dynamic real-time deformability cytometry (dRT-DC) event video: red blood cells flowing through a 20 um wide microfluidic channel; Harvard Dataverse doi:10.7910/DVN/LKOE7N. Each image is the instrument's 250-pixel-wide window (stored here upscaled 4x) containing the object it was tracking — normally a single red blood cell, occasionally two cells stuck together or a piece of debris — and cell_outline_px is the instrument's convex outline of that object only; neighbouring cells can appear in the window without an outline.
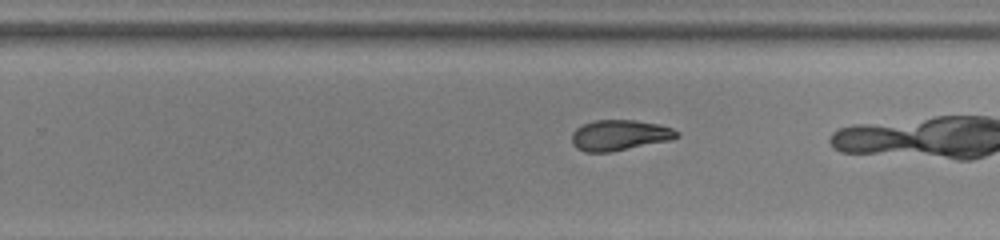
{"species": "common noctule bat (a hibernating species)", "species_latin": "Nyctalus noctula", "temperature_condition": "room temperature", "stored_images_in_passage": 41, "camera_frame_rate_fps": 3000, "um_per_image_px": 0.085, "animal": {"sex": "female", "body_mass_g": 22.0, "forearm_length_mm": 56.7}, "frame": {"image": 1, "passage_image": 33, "time_ms": 10.667, "image_size_px": [1000, 240], "cell_outline_px": [[680, 136], [672, 140], [612, 152], [584, 152], [576, 148], [572, 144], [572, 132], [576, 128], [584, 124], [596, 120], [632, 120], [660, 124], [672, 128], [680, 132]], "centroid_in_image_um": [52.69, 11.5], "position_along_channel_um": 277.1, "area_um2": 18.96}}